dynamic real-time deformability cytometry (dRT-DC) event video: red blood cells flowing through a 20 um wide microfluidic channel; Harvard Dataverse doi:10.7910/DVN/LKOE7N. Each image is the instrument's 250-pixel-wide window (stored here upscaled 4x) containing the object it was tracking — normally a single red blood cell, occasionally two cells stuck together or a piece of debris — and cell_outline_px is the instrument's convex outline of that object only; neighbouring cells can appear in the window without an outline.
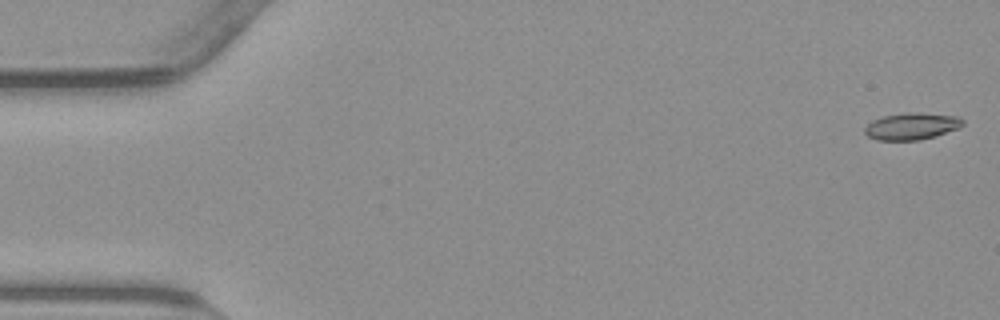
{"species": "common noctule bat (a hibernating species)", "species_latin": "Nyctalus noctula", "temperature_condition": "warm", "stored_images_in_passage": 9, "camera_frame_rate_fps": 3000, "um_per_image_px": 0.085, "animal": {"sex": "male", "body_mass_g": 23.1, "forearm_length_mm": 52.7}, "frame": {"image": 1, "passage_image": 1, "time_ms": 0.0, "image_size_px": [1000, 320], "cell_outline_px": [[964, 124], [960, 128], [936, 136], [920, 140], [876, 140], [868, 136], [864, 132], [864, 128], [872, 120], [884, 116], [908, 112], [920, 112], [960, 116], [964, 120]], "centroid_in_image_um": [77.54, 10.72], "position_along_channel_um": 7.5, "area_um2": 15.61}}